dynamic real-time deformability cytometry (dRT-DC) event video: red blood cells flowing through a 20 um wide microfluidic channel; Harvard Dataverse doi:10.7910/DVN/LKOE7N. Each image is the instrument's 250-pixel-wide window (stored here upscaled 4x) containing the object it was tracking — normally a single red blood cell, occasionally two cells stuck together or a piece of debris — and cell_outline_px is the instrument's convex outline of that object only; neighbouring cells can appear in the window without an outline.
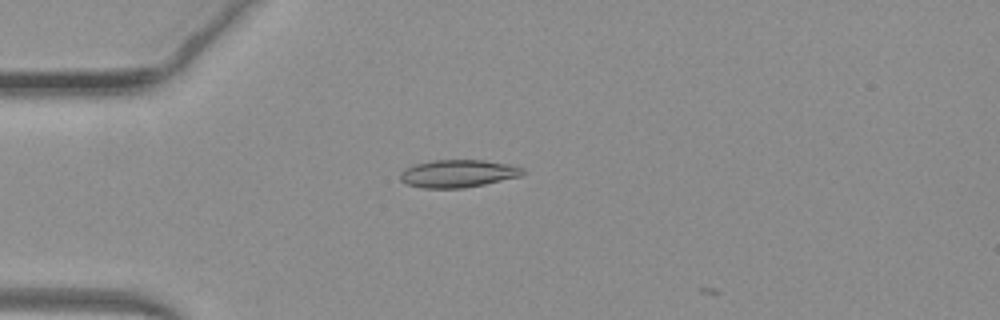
{"species": "common noctule bat (a hibernating species)", "species_latin": "Nyctalus noctula", "temperature_condition": "warm", "stored_images_in_passage": 3, "camera_frame_rate_fps": 3000, "um_per_image_px": 0.085, "animal": {"sex": "female", "body_mass_g": 19.3, "forearm_length_mm": 54.1}, "frame": {"image": 1, "passage_image": 2, "time_ms": 0.333, "image_size_px": [1000, 320], "cell_outline_px": [[524, 172], [520, 176], [484, 184], [464, 188], [424, 188], [408, 184], [400, 180], [400, 172], [404, 168], [416, 164], [432, 160], [484, 160], [508, 164], [524, 168]], "centroid_in_image_um": [38.91, 14.75], "position_along_channel_um": 46.1, "area_um2": 19.65}}